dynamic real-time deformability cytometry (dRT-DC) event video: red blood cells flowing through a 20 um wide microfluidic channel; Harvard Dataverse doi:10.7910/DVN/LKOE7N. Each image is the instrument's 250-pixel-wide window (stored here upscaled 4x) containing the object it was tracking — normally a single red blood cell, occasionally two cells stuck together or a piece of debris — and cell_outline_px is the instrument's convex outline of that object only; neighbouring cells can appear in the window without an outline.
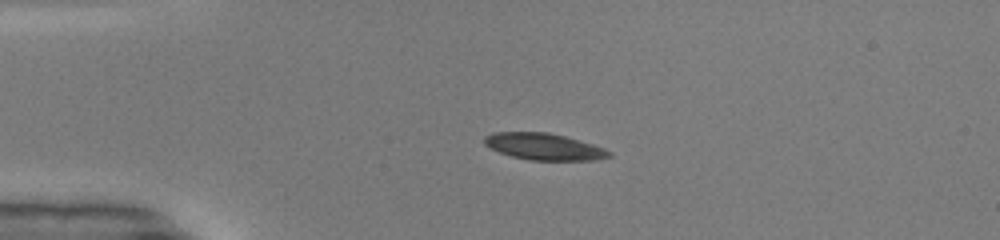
{"species": "common noctule bat (a hibernating species)", "species_latin": "Nyctalus noctula", "temperature_condition": "warm", "stored_images_in_passage": 10, "camera_frame_rate_fps": 3000, "um_per_image_px": 0.085, "animal": {"sex": "male", "body_mass_g": 19.0, "forearm_length_mm": 50.8}, "frame": {"image": 1, "passage_image": 1, "time_ms": 0.0, "image_size_px": [1000, 240], "cell_outline_px": [[612, 156], [592, 160], [528, 160], [512, 156], [500, 152], [484, 144], [484, 136], [492, 132], [548, 132], [564, 136], [592, 144], [604, 148], [612, 152]], "centroid_in_image_um": [46.23, 12.46], "position_along_channel_um": 38.8, "area_um2": 19.25}}